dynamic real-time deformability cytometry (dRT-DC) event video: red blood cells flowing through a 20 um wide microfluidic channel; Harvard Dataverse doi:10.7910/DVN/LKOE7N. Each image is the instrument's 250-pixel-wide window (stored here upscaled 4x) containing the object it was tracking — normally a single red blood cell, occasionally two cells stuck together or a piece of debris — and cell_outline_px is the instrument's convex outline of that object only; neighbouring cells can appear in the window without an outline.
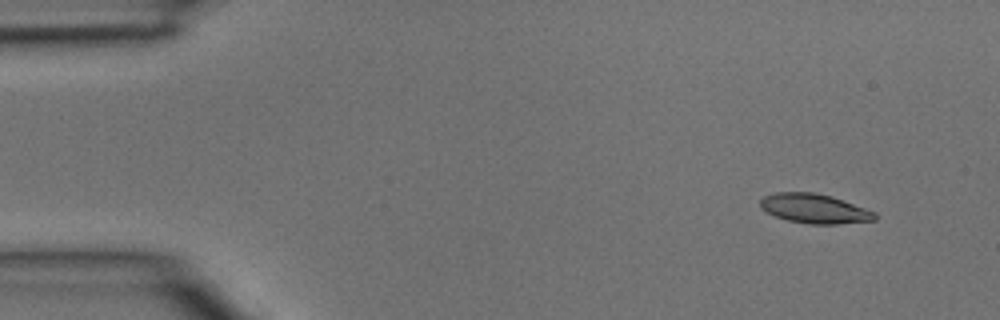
{"species": "common noctule bat (a hibernating species)", "species_latin": "Nyctalus noctula", "temperature_condition": "room temperature", "stored_images_in_passage": 3, "camera_frame_rate_fps": 3000, "um_per_image_px": 0.085, "animal": {"sex": "male", "body_mass_g": 15.6}, "frame": {"image": 1, "passage_image": 1, "time_ms": 0.0, "image_size_px": [1000, 320], "cell_outline_px": [[876, 220], [836, 224], [808, 224], [788, 220], [776, 216], [760, 208], [760, 200], [764, 196], [776, 192], [812, 192], [832, 196], [876, 212]], "centroid_in_image_um": [69.23, 17.73], "position_along_channel_um": 15.8, "area_um2": 19.59}}
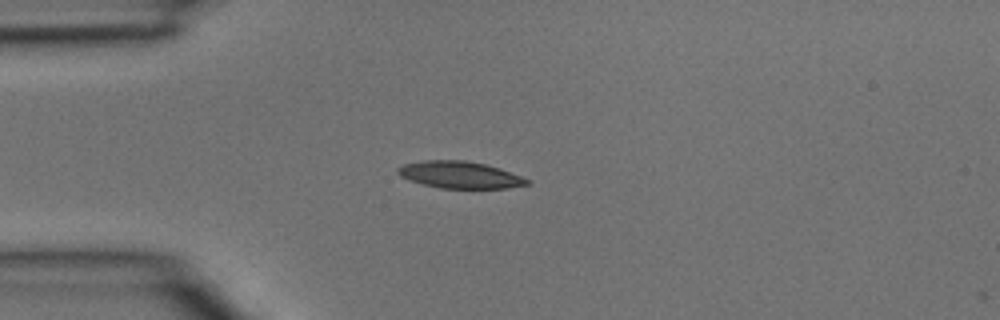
{"frame": {"image": 2, "passage_image": 3, "time_ms": 0.667, "image_size_px": [1000, 320], "cell_outline_px": [[532, 184], [508, 188], [440, 188], [408, 180], [400, 176], [396, 172], [396, 168], [404, 164], [424, 160], [464, 160], [484, 164], [500, 168], [532, 180]], "centroid_in_image_um": [39.11, 14.86], "position_along_channel_um": 45.9, "area_um2": 20.4}}